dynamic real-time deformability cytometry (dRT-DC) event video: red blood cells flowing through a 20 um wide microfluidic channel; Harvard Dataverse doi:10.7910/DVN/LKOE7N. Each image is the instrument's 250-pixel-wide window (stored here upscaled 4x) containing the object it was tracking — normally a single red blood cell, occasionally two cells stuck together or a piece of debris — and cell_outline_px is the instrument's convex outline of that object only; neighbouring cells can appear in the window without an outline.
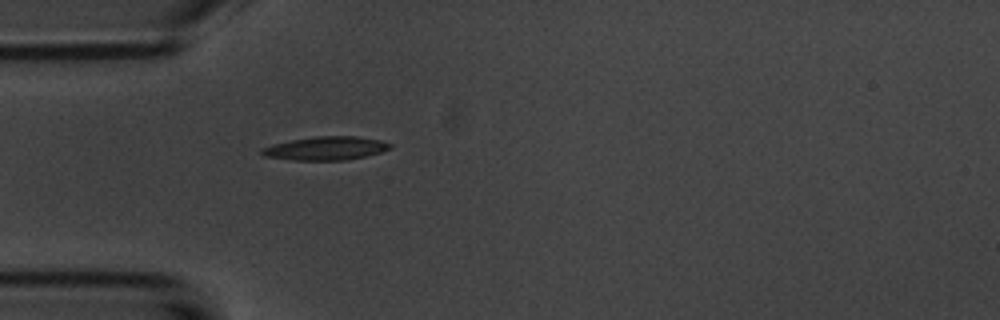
{"species": "common noctule bat (a hibernating species)", "species_latin": "Nyctalus noctula", "temperature_condition": "room temperature", "stored_images_in_passage": 1, "camera_frame_rate_fps": 3000, "um_per_image_px": 0.085, "animal": {"sex": "male", "body_mass_g": 20.1, "forearm_length_mm": 53.5}, "frame": {"image": 1, "passage_image": 1, "time_ms": 0.0, "image_size_px": [1000, 320], "cell_outline_px": [[392, 148], [380, 152], [348, 160], [292, 160], [264, 156], [260, 152], [260, 148], [272, 144], [292, 140], [316, 136], [356, 136], [380, 140], [392, 144]], "centroid_in_image_um": [27.68, 12.61], "position_along_channel_um": 57.3, "area_um2": 17.57}}